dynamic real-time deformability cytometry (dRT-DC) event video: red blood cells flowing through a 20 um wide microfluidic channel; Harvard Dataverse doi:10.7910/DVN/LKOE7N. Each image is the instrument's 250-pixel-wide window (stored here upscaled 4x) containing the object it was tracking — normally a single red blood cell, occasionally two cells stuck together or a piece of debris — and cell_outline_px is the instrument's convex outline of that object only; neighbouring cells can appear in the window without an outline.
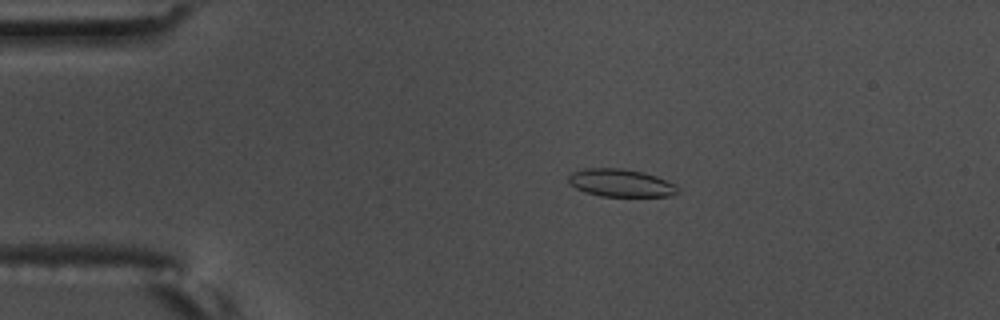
{"species": "common noctule bat (a hibernating species)", "species_latin": "Nyctalus noctula", "temperature_condition": "warm", "stored_images_in_passage": 52, "camera_frame_rate_fps": 3000, "um_per_image_px": 0.085, "animal": {"sex": "male", "body_mass_g": 17.5, "forearm_length_mm": 52.3}, "frame": {"image": 1, "passage_image": 7, "time_ms": 2.0, "image_size_px": [1000, 320], "cell_outline_px": [[680, 188], [672, 196], [600, 196], [584, 192], [568, 184], [568, 176], [572, 172], [584, 168], [620, 168], [644, 172], [656, 176], [676, 184]], "centroid_in_image_um": [52.74, 15.55], "position_along_channel_um": 32.3, "area_um2": 17.8}}
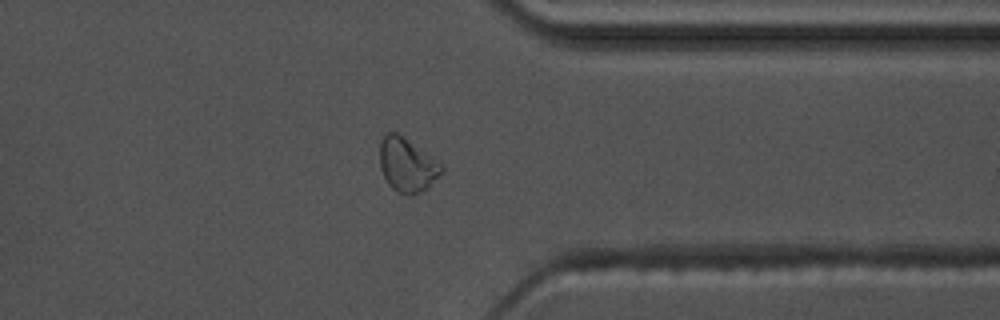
{"frame": {"image": 2, "passage_image": 40, "time_ms": 13.0, "image_size_px": [1000, 320], "cell_outline_px": [[444, 172], [420, 192], [412, 196], [408, 196], [396, 192], [388, 184], [380, 168], [380, 144], [384, 136], [388, 132], [396, 132], [440, 164], [444, 168]], "centroid_in_image_um": [34.57, 14.06], "position_along_channel_um": 376.8, "area_um2": 18.9}}
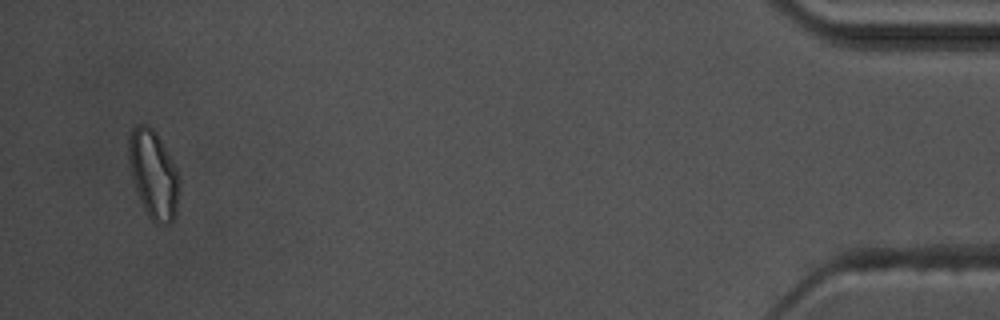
{"frame": {"image": 3, "passage_image": 50, "time_ms": 16.333, "image_size_px": [1000, 320], "cell_outline_px": [[180, 180], [176, 212], [172, 220], [168, 224], [156, 224], [148, 216], [140, 200], [132, 180], [128, 160], [128, 136], [132, 128], [136, 124], [148, 124], [156, 132], [176, 168]], "centroid_in_image_um": [13.02, 14.8], "position_along_channel_um": 422.2, "area_um2": 26.07}, "authors_computed_cell_mechanics": {"area_um2": 17.5423, "velocity_mm_per_s": 3.6347, "shape_relaxation_time_tau1_ms": null, "shape_relaxation_time_tau2_ms": 2.044, "deformation_change_tau1": null, "deformation_change_tau2": 0.0729}}